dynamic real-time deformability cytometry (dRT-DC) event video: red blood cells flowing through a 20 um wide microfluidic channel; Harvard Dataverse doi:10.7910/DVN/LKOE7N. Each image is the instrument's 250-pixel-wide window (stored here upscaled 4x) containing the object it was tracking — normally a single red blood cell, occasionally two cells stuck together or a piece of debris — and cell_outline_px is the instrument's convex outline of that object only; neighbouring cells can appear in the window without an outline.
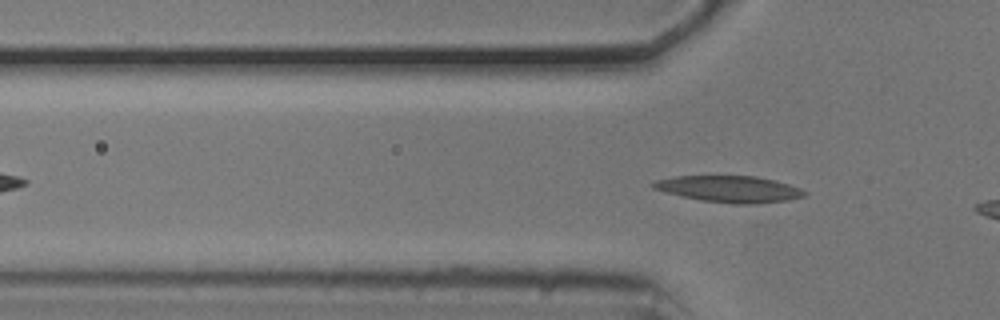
{"species": "common noctule bat (a hibernating species)", "species_latin": "Nyctalus noctula", "temperature_condition": "cold", "stored_images_in_passage": 6, "camera_frame_rate_fps": 3000, "um_per_image_px": 0.085, "animal": {"sex": "male", "body_mass_g": 20.5, "forearm_length_mm": 52.5}, "frame": {"image": 1, "passage_image": 6, "time_ms": 1.667, "image_size_px": [1000, 320], "cell_outline_px": [[808, 192], [804, 196], [788, 200], [756, 204], [732, 204], [700, 200], [680, 196], [652, 188], [648, 184], [656, 180], [676, 176], [756, 176], [788, 184], [800, 188]], "centroid_in_image_um": [61.97, 16.07], "position_along_channel_um": 63.8, "area_um2": 23.41}}